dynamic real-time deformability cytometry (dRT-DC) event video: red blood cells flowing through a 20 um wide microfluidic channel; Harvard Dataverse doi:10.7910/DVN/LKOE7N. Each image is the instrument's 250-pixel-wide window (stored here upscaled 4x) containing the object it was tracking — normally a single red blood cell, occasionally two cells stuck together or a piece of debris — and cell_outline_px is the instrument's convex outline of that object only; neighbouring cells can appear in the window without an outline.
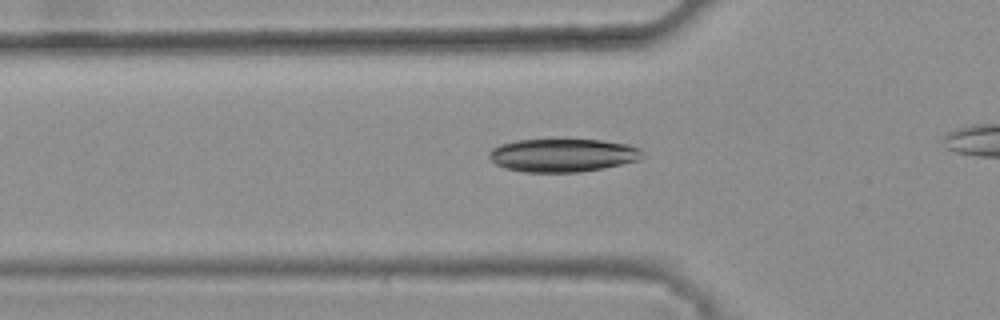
{"species": "common noctule bat (a hibernating species)", "species_latin": "Nyctalus noctula", "temperature_condition": "warm", "stored_images_in_passage": 38, "camera_frame_rate_fps": 3000, "um_per_image_px": 0.085, "animal": {"sex": "female", "body_mass_g": 25.1}, "frame": {"image": 1, "passage_image": 12, "time_ms": 3.667, "image_size_px": [1000, 320], "cell_outline_px": [[644, 156], [640, 160], [604, 168], [580, 172], [524, 172], [504, 168], [496, 164], [488, 156], [488, 152], [492, 148], [500, 144], [516, 140], [552, 136], [604, 140], [628, 144], [640, 148], [644, 152]], "centroid_in_image_um": [47.84, 13.14], "position_along_channel_um": 78.0, "area_um2": 31.15}}
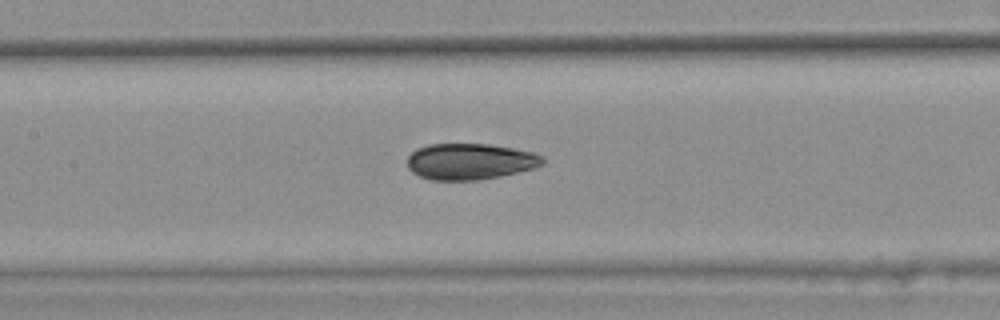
{"frame": {"image": 2, "passage_image": 19, "time_ms": 6.0, "image_size_px": [1000, 320], "cell_outline_px": [[544, 164], [532, 168], [500, 176], [476, 180], [432, 180], [420, 176], [412, 172], [408, 168], [408, 156], [416, 148], [428, 144], [488, 144], [536, 152], [544, 160]], "centroid_in_image_um": [39.93, 13.72], "position_along_channel_um": 167.5, "area_um2": 28.44}}
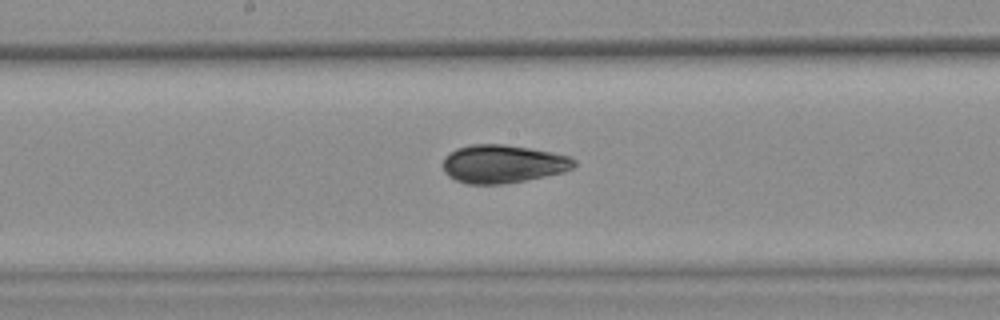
{"frame": {"image": 3, "passage_image": 22, "time_ms": 7.0, "image_size_px": [1000, 320], "cell_outline_px": [[576, 164], [572, 168], [564, 172], [524, 180], [500, 184], [468, 184], [456, 180], [448, 176], [444, 172], [444, 156], [448, 152], [456, 148], [472, 144], [504, 144], [552, 152], [568, 156], [576, 160]], "centroid_in_image_um": [42.72, 13.92], "position_along_channel_um": 205.5, "area_um2": 29.13}}